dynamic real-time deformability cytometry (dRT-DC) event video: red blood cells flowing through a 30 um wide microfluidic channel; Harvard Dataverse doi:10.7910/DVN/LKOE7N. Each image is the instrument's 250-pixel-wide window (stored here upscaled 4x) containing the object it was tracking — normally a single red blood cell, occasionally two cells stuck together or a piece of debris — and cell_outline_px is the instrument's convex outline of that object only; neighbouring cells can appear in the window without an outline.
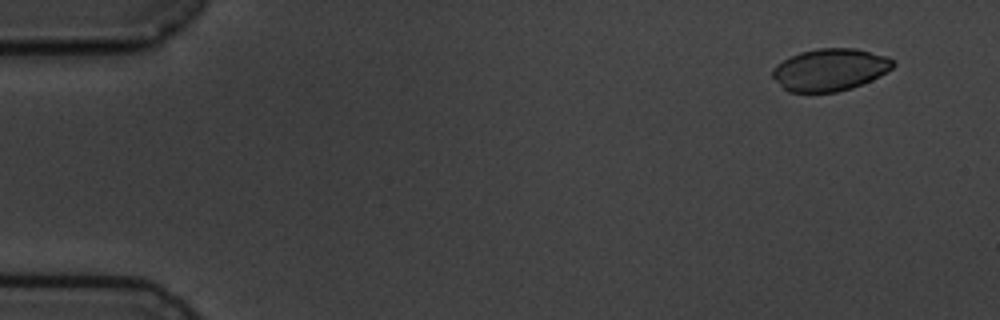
{"species": "common noctule bat (a hibernating species)", "species_latin": "Nyctalus noctula", "temperature_condition": "cold", "stored_images_in_passage": 5, "segment_of_instrument_passage": [1, 2], "camera_frame_rate_fps": 3000, "um_per_image_px": 0.085, "animal": {"sex": "male", "body_mass_g": 19.5, "forearm_length_mm": 54.6}, "frame": {"image": 1, "passage_image": 1, "time_ms": 0.0, "image_size_px": [1000, 320], "cell_outline_px": [[896, 64], [892, 68], [880, 76], [872, 80], [852, 88], [836, 92], [788, 92], [772, 76], [772, 68], [776, 64], [800, 52], [820, 48], [856, 48], [888, 56]], "centroid_in_image_um": [70.57, 5.92], "position_along_channel_um": 14.4, "area_um2": 29.65}}